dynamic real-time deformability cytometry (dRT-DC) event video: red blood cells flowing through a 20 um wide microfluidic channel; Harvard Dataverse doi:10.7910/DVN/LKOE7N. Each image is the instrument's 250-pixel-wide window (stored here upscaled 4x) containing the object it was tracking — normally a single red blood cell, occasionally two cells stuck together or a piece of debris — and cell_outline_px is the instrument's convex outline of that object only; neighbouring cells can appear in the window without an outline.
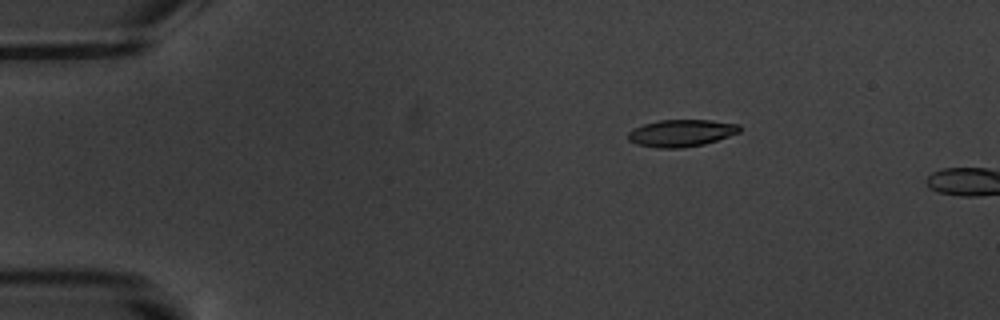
{"species": "common noctule bat (a hibernating species)", "species_latin": "Nyctalus noctula", "temperature_condition": "warm", "stored_images_in_passage": 5, "camera_frame_rate_fps": 3000, "um_per_image_px": 0.085, "animal": {"sex": "male", "body_mass_g": 20.1, "forearm_length_mm": 53.5}, "frame": {"image": 1, "passage_image": 4, "time_ms": 3.333, "image_size_px": [1000, 320], "cell_outline_px": [[740, 132], [704, 144], [680, 148], [656, 148], [636, 144], [628, 140], [628, 132], [644, 124], [660, 120], [712, 120], [740, 124]], "centroid_in_image_um": [57.91, 11.31], "position_along_channel_um": 27.1, "area_um2": 17.51}}